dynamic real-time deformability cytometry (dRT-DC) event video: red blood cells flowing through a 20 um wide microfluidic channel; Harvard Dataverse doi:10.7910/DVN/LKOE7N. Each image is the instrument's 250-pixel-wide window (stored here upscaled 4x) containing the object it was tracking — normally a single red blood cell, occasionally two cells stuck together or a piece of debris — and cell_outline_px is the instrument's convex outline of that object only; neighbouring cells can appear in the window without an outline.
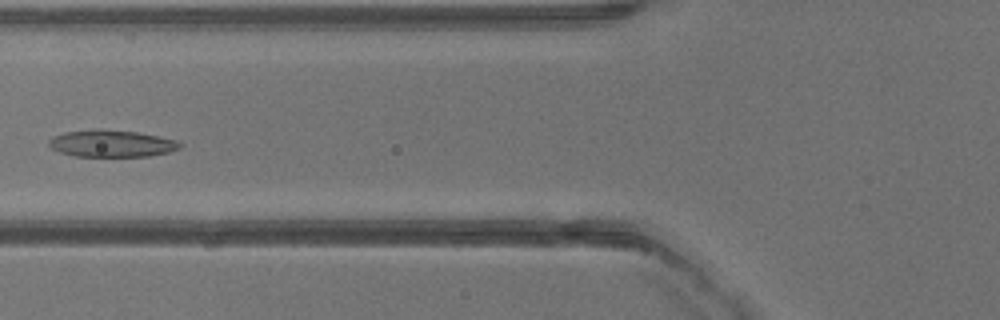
{"species": "common noctule bat (a hibernating species)", "species_latin": "Nyctalus noctula", "temperature_condition": "warm", "stored_images_in_passage": 40, "camera_frame_rate_fps": 3000, "um_per_image_px": 0.085, "animal": {"sex": "male", "body_mass_g": 13.3}, "frame": {"image": 1, "passage_image": 16, "time_ms": 5.0, "image_size_px": [1000, 320], "cell_outline_px": [[184, 144], [180, 148], [168, 152], [148, 156], [76, 156], [60, 152], [52, 148], [48, 144], [48, 140], [52, 136], [64, 132], [96, 128], [136, 132], [176, 140]], "centroid_in_image_um": [9.45, 12.19], "position_along_channel_um": 116.3, "area_um2": 20.58}}
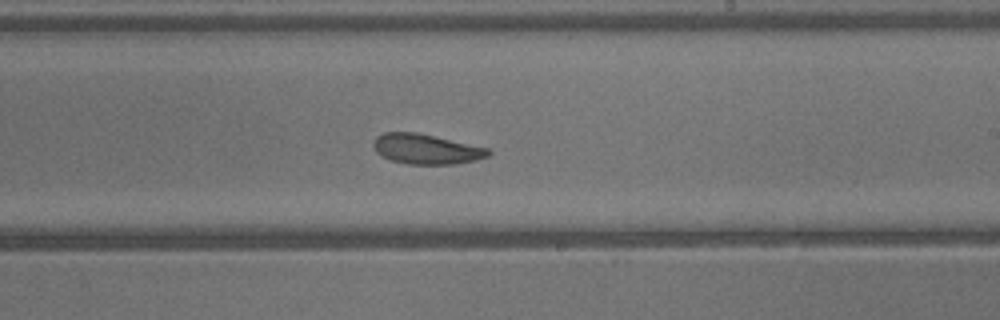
{"frame": {"image": 2, "passage_image": 24, "time_ms": 7.667, "image_size_px": [1000, 320], "cell_outline_px": [[492, 152], [488, 156], [476, 160], [456, 164], [408, 164], [392, 160], [376, 152], [372, 144], [376, 136], [384, 132], [416, 132], [488, 148]], "centroid_in_image_um": [36.22, 12.67], "position_along_channel_um": 252.8, "area_um2": 20.0}}
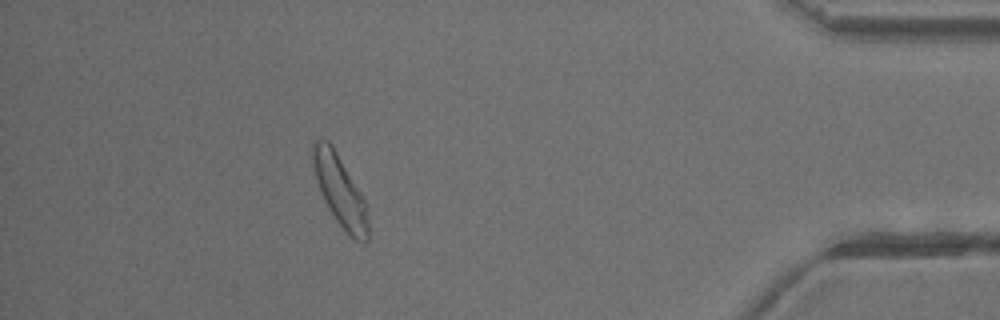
{"frame": {"image": 3, "passage_image": 36, "time_ms": 11.667, "image_size_px": [1000, 320], "cell_outline_px": [[368, 240], [364, 244], [356, 240], [336, 220], [328, 208], [320, 192], [316, 180], [312, 164], [312, 144], [316, 140], [328, 140], [332, 144], [364, 200], [368, 220]], "centroid_in_image_um": [28.87, 16.2], "position_along_channel_um": 406.3, "area_um2": 22.31}}